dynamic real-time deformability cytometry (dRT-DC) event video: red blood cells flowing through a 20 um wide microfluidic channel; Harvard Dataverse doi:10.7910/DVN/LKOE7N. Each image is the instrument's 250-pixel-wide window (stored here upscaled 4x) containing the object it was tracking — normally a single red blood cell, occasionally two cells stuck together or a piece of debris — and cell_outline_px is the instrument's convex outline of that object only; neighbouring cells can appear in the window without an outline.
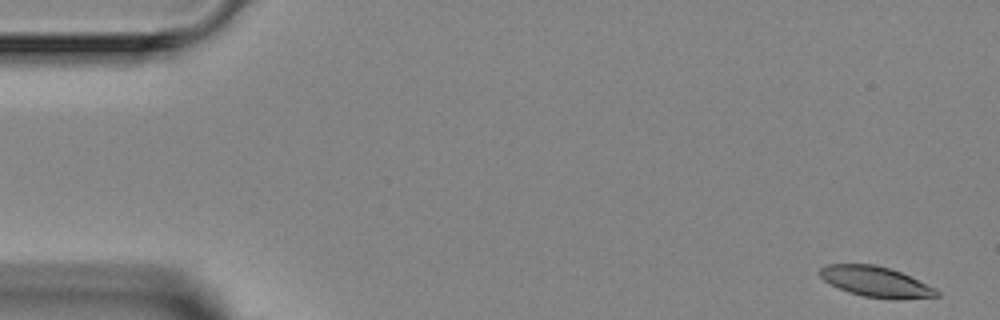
{"species": "Egyptian fruit bat (a non-hibernating species)", "species_latin": "Rousettus aegyptiacus", "temperature_condition": "room temperature", "stored_images_in_passage": 4, "camera_frame_rate_fps": 3000, "um_per_image_px": 0.085, "animal": {"sex": "female"}, "frame": {"image": 1, "passage_image": 1, "time_ms": 0.0, "image_size_px": [1000, 320], "cell_outline_px": [[940, 296], [896, 300], [864, 296], [848, 292], [824, 280], [820, 276], [820, 268], [828, 264], [876, 264], [900, 272], [936, 288], [940, 292]], "centroid_in_image_um": [74.48, 23.96], "position_along_channel_um": 10.5, "area_um2": 20.63}}
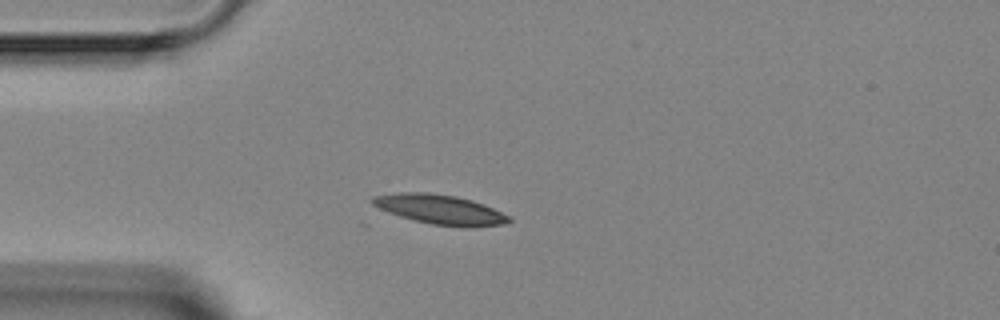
{"frame": {"image": 2, "passage_image": 4, "time_ms": 3.667, "image_size_px": [1000, 320], "cell_outline_px": [[512, 220], [504, 224], [472, 228], [468, 228], [432, 224], [400, 216], [388, 212], [372, 204], [368, 200], [372, 196], [396, 192], [428, 192], [456, 196], [472, 200], [484, 204], [512, 216]], "centroid_in_image_um": [37.44, 17.8], "position_along_channel_um": 47.6, "area_um2": 23.87}}